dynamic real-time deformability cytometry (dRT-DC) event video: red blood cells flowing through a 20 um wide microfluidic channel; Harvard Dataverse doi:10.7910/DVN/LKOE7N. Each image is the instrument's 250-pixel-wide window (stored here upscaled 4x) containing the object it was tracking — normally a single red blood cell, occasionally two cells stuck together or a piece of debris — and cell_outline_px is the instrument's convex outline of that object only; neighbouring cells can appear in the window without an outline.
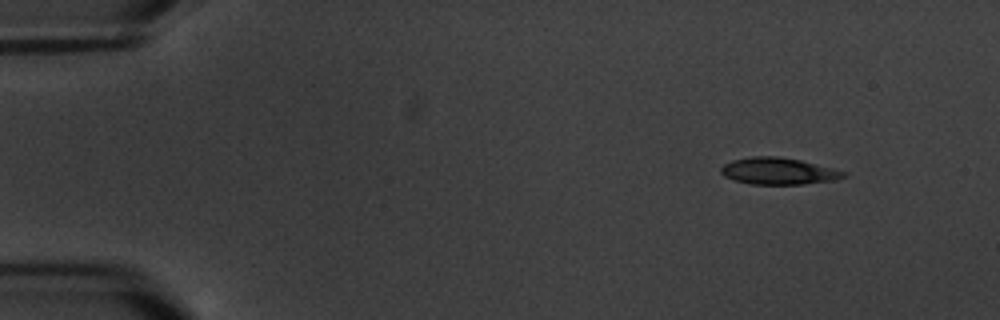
{"species": "common noctule bat (a hibernating species)", "species_latin": "Nyctalus noctula", "temperature_condition": "warm", "stored_images_in_passage": 4, "camera_frame_rate_fps": 3000, "um_per_image_px": 0.085, "animal": {"sex": "male", "body_mass_g": 20.1, "forearm_length_mm": 53.5}, "frame": {"image": 1, "passage_image": 1, "time_ms": 0.0, "image_size_px": [1000, 320], "cell_outline_px": [[848, 172], [844, 176], [836, 180], [804, 184], [752, 184], [736, 180], [724, 176], [720, 172], [720, 168], [724, 164], [732, 160], [752, 156], [776, 156], [800, 160]], "centroid_in_image_um": [66.16, 14.54], "position_along_channel_um": 18.8, "area_um2": 19.02}}